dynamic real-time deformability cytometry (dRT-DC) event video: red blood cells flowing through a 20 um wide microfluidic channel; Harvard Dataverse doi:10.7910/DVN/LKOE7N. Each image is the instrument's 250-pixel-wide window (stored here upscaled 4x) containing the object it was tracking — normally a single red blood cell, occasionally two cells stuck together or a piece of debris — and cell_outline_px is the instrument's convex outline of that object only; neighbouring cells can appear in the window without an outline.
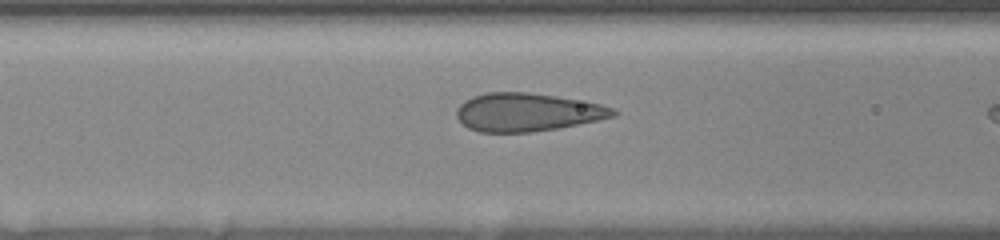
{"species": "human", "species_latin": "Homo sapiens", "temperature_condition": "room temperature", "stored_images_in_passage": 18, "camera_frame_rate_fps": 3000, "um_per_image_px": 0.085, "donor": {"sex": "female"}, "frame": {"image": 1, "passage_image": 16, "time_ms": 5.0, "image_size_px": [1000, 240], "cell_outline_px": [[620, 112], [616, 116], [556, 128], [528, 132], [480, 132], [468, 128], [456, 116], [456, 108], [460, 104], [472, 96], [484, 92], [528, 92], [556, 96], [600, 104], [616, 108]], "centroid_in_image_um": [44.81, 9.52], "position_along_channel_um": 121.8, "area_um2": 34.74}}